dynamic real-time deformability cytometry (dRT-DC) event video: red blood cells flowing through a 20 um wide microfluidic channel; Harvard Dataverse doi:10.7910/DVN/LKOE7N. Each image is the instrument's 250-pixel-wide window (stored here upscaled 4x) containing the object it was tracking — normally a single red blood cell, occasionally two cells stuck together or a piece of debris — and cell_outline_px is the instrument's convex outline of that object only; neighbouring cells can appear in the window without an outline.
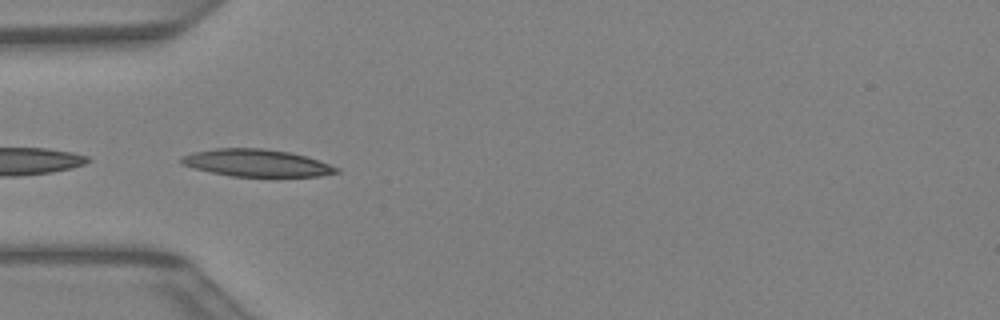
{"species": "Egyptian fruit bat (a non-hibernating species)", "species_latin": "Rousettus aegyptiacus", "temperature_condition": "warm", "stored_images_in_passage": 15, "camera_frame_rate_fps": 3000, "um_per_image_px": 0.085, "animal": {"sex": "female"}, "frame": {"image": 1, "passage_image": 13, "time_ms": 4.0, "image_size_px": [1000, 320], "cell_outline_px": [[340, 172], [320, 176], [232, 176], [212, 172], [180, 164], [180, 156], [192, 152], [216, 148], [264, 148], [288, 152], [304, 156], [340, 168]], "centroid_in_image_um": [21.77, 13.84], "position_along_channel_um": 63.2, "area_um2": 24.39}}